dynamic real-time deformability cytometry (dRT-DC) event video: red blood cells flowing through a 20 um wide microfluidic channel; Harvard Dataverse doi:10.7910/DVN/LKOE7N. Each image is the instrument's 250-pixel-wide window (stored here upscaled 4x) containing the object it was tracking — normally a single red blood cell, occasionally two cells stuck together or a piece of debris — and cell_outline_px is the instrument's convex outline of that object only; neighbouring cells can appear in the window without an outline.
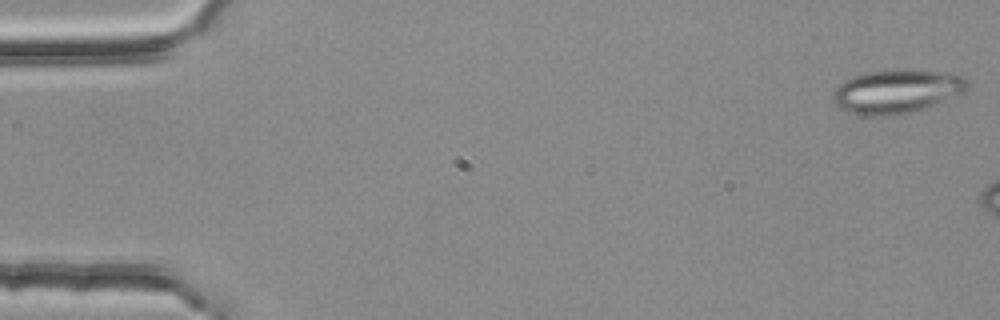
{"species": "common noctule bat (a hibernating species)", "species_latin": "Nyctalus noctula", "temperature_condition": "room temperature", "stored_images_in_passage": 7, "camera_frame_rate_fps": 3000, "um_per_image_px": 0.085, "animal": {"sex": "female", "body_mass_g": 25.1}, "frame": {"image": 1, "passage_image": 1, "time_ms": 0.0, "image_size_px": [1000, 320], "cell_outline_px": [[968, 88], [964, 92], [924, 108], [900, 116], [860, 116], [848, 112], [840, 108], [832, 100], [832, 92], [844, 80], [852, 76], [864, 72], [896, 68], [912, 68], [948, 72], [964, 76], [968, 80]], "centroid_in_image_um": [76.2, 7.75], "position_along_channel_um": 8.8, "area_um2": 35.26}}